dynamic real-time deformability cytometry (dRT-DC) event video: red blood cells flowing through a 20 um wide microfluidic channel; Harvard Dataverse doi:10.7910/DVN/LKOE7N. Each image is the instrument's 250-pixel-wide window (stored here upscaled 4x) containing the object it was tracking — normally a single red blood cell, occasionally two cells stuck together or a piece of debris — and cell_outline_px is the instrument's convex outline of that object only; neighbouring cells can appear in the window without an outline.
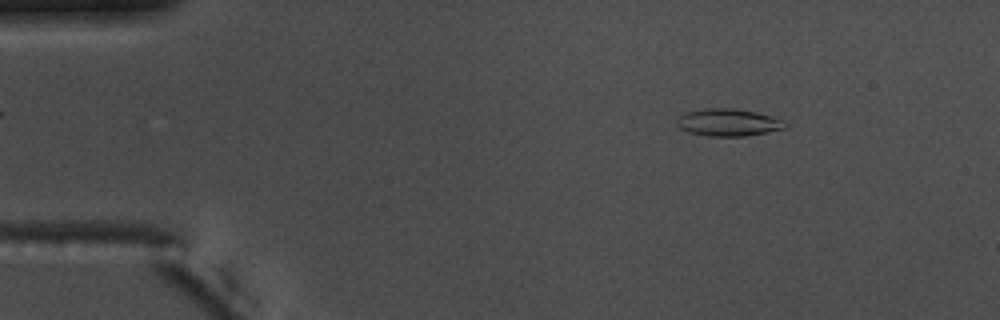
{"species": "common noctule bat (a hibernating species)", "species_latin": "Nyctalus noctula", "temperature_condition": "warm", "stored_images_in_passage": 54, "camera_frame_rate_fps": 3000, "um_per_image_px": 0.085, "animal": {"sex": "male", "body_mass_g": 17.5, "forearm_length_mm": 52.3}, "frame": {"image": 1, "passage_image": 7, "time_ms": 2.0, "image_size_px": [1000, 320], "cell_outline_px": [[788, 124], [784, 128], [744, 136], [708, 136], [688, 132], [680, 128], [676, 124], [676, 120], [684, 112], [704, 108], [732, 108], [756, 112], [772, 116], [784, 120]], "centroid_in_image_um": [61.87, 10.39], "position_along_channel_um": 23.1, "area_um2": 17.22}}
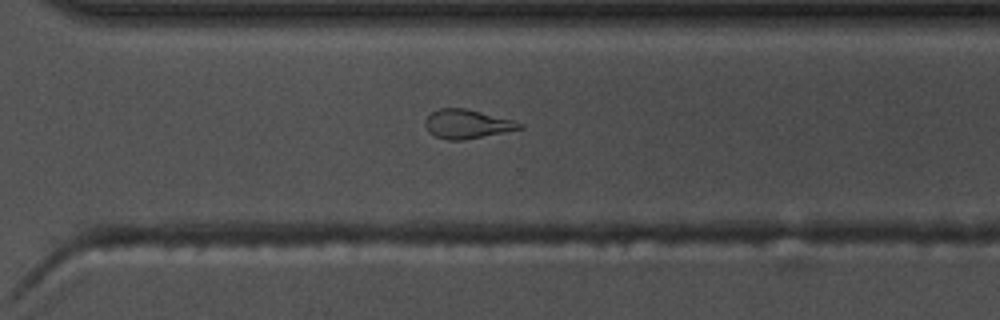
{"frame": {"image": 2, "passage_image": 38, "time_ms": 12.333, "image_size_px": [1000, 320], "cell_outline_px": [[524, 128], [464, 140], [448, 140], [436, 136], [428, 132], [424, 124], [424, 120], [432, 112], [440, 108], [464, 108], [512, 120], [524, 124]], "centroid_in_image_um": [39.68, 10.55], "position_along_channel_um": 330.9, "area_um2": 15.78}}
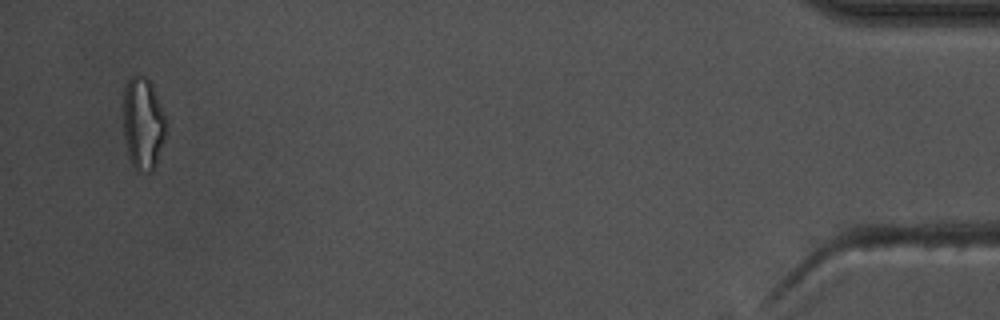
{"frame": {"image": 3, "passage_image": 52, "time_ms": 17.0, "image_size_px": [1000, 320], "cell_outline_px": [[168, 132], [156, 164], [152, 172], [136, 172], [128, 156], [124, 136], [124, 88], [128, 80], [132, 76], [144, 76], [152, 84], [168, 120]], "centroid_in_image_um": [12.2, 10.54], "position_along_channel_um": 423.0, "area_um2": 23.58}, "authors_computed_cell_mechanics": {"area_um2": 16.8487, "velocity_mm_per_s": 3.7457, "shape_relaxation_time_tau1_ms": 8.4844, "shape_relaxation_time_tau2_ms": 1.806, "deformation_change_tau1": 0.2156, "deformation_change_tau2": 0.0927}}